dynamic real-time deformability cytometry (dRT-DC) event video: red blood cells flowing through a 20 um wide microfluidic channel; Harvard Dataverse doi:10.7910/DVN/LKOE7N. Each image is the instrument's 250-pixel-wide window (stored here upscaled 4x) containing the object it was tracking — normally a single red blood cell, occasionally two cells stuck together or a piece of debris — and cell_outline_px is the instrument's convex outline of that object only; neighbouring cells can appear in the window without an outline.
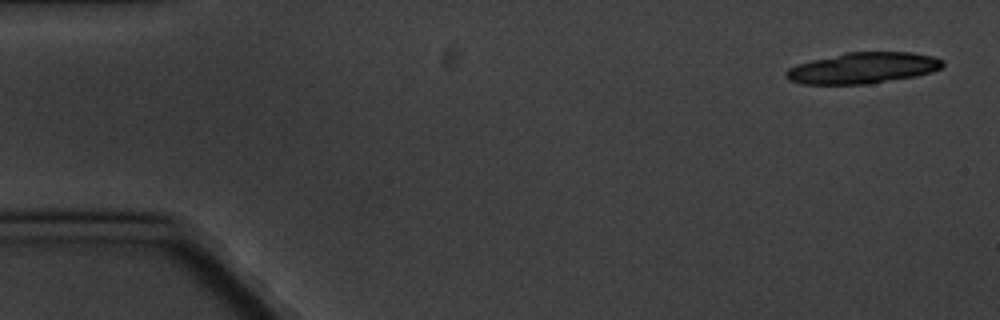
{"species": "common noctule bat (a hibernating species)", "species_latin": "Nyctalus noctula", "temperature_condition": "cold", "stored_images_in_passage": 6, "camera_frame_rate_fps": 3000, "um_per_image_px": 0.085, "animal": {"sex": "male", "body_mass_g": 20.1, "forearm_length_mm": 53.5}, "frame": {"image": 1, "passage_image": 1, "time_ms": 0.0, "image_size_px": [1000, 320], "cell_outline_px": [[944, 64], [940, 68], [932, 72], [916, 76], [868, 84], [804, 84], [788, 80], [784, 76], [784, 72], [788, 68], [796, 64], [844, 52], [912, 52], [932, 56], [944, 60]], "centroid_in_image_um": [73.33, 5.78], "position_along_channel_um": 11.7, "area_um2": 28.5}}